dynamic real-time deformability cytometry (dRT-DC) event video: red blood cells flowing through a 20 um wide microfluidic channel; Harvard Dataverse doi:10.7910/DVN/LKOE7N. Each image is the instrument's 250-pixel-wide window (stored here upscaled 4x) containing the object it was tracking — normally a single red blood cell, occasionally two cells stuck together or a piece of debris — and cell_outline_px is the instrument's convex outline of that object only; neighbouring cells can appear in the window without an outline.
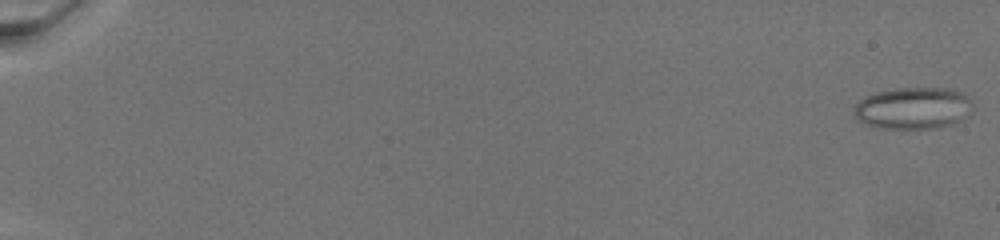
{"species": "common noctule bat (a hibernating species)", "species_latin": "Nyctalus noctula", "temperature_condition": "warm", "stored_images_in_passage": 73, "camera_frame_rate_fps": 3000, "um_per_image_px": 0.085, "animal": {"sex": "female", "body_mass_g": 19.5, "forearm_length_mm": 54.1}, "frame": {"image": 1, "passage_image": 1, "time_ms": 0.0, "image_size_px": [1000, 240], "cell_outline_px": [[972, 112], [968, 116], [952, 124], [932, 128], [884, 128], [864, 124], [856, 120], [852, 112], [852, 108], [860, 100], [876, 92], [896, 88], [944, 88], [960, 92], [968, 96], [972, 100]], "centroid_in_image_um": [77.61, 9.19], "position_along_channel_um": 7.4, "area_um2": 29.07}}
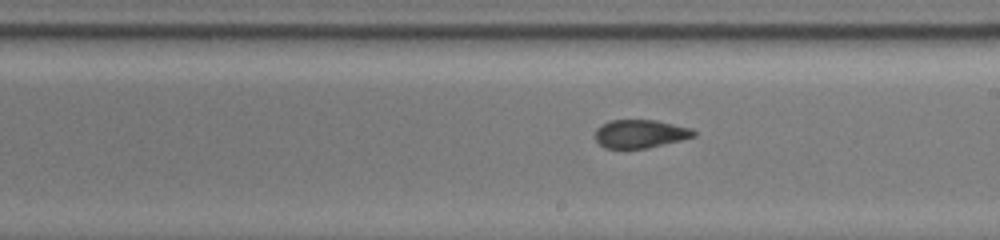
{"frame": {"image": 2, "passage_image": 46, "time_ms": 15.0, "image_size_px": [1000, 240], "cell_outline_px": [[696, 136], [648, 148], [624, 152], [604, 148], [596, 140], [596, 128], [612, 120], [656, 120], [692, 128], [696, 132]], "centroid_in_image_um": [54.39, 11.42], "position_along_channel_um": 234.6, "area_um2": 16.76}}
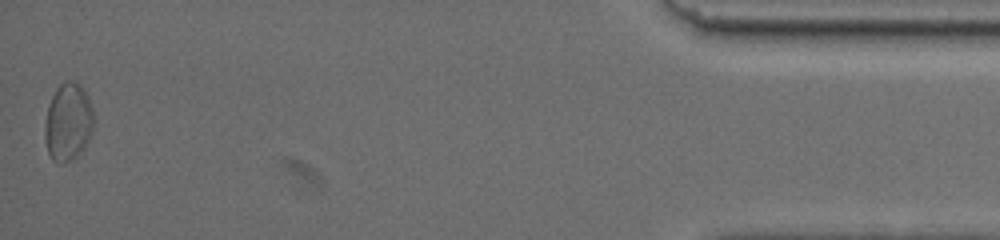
{"frame": {"image": 3, "passage_image": 73, "time_ms": 24.0, "image_size_px": [1000, 240], "cell_outline_px": [[92, 132], [84, 148], [76, 156], [64, 164], [56, 164], [52, 160], [48, 152], [44, 136], [44, 124], [48, 104], [56, 88], [60, 84], [68, 80], [72, 80], [80, 84], [84, 88], [88, 96], [92, 108]], "centroid_in_image_um": [5.76, 10.37], "position_along_channel_um": 429.4, "area_um2": 22.37}}